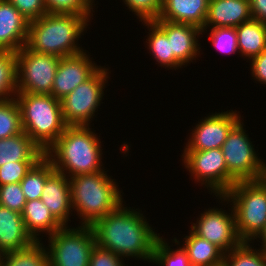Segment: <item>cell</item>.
<instances>
[{
  "mask_svg": "<svg viewBox=\"0 0 266 266\" xmlns=\"http://www.w3.org/2000/svg\"><path fill=\"white\" fill-rule=\"evenodd\" d=\"M50 266H89L92 249L96 245L91 226H64L48 236Z\"/></svg>",
  "mask_w": 266,
  "mask_h": 266,
  "instance_id": "52a82bcc",
  "label": "cell"
},
{
  "mask_svg": "<svg viewBox=\"0 0 266 266\" xmlns=\"http://www.w3.org/2000/svg\"><path fill=\"white\" fill-rule=\"evenodd\" d=\"M26 199L20 182L0 185V205L22 213Z\"/></svg>",
  "mask_w": 266,
  "mask_h": 266,
  "instance_id": "e575fe53",
  "label": "cell"
},
{
  "mask_svg": "<svg viewBox=\"0 0 266 266\" xmlns=\"http://www.w3.org/2000/svg\"><path fill=\"white\" fill-rule=\"evenodd\" d=\"M237 33L238 51L248 60L259 55L266 49V25L251 19L235 28Z\"/></svg>",
  "mask_w": 266,
  "mask_h": 266,
  "instance_id": "cb8c5ba5",
  "label": "cell"
},
{
  "mask_svg": "<svg viewBox=\"0 0 266 266\" xmlns=\"http://www.w3.org/2000/svg\"><path fill=\"white\" fill-rule=\"evenodd\" d=\"M29 21L48 13L44 0H8Z\"/></svg>",
  "mask_w": 266,
  "mask_h": 266,
  "instance_id": "8d00e7d4",
  "label": "cell"
},
{
  "mask_svg": "<svg viewBox=\"0 0 266 266\" xmlns=\"http://www.w3.org/2000/svg\"><path fill=\"white\" fill-rule=\"evenodd\" d=\"M41 200L63 226H68V222L71 221L70 213L73 211L70 183L66 175L54 171L46 179Z\"/></svg>",
  "mask_w": 266,
  "mask_h": 266,
  "instance_id": "e0dca14e",
  "label": "cell"
},
{
  "mask_svg": "<svg viewBox=\"0 0 266 266\" xmlns=\"http://www.w3.org/2000/svg\"><path fill=\"white\" fill-rule=\"evenodd\" d=\"M89 126H66L60 137L45 151L55 171L68 178L103 170L102 146Z\"/></svg>",
  "mask_w": 266,
  "mask_h": 266,
  "instance_id": "7a4b0ae2",
  "label": "cell"
},
{
  "mask_svg": "<svg viewBox=\"0 0 266 266\" xmlns=\"http://www.w3.org/2000/svg\"><path fill=\"white\" fill-rule=\"evenodd\" d=\"M253 19L266 25V0H249Z\"/></svg>",
  "mask_w": 266,
  "mask_h": 266,
  "instance_id": "ab89813d",
  "label": "cell"
},
{
  "mask_svg": "<svg viewBox=\"0 0 266 266\" xmlns=\"http://www.w3.org/2000/svg\"><path fill=\"white\" fill-rule=\"evenodd\" d=\"M17 94L16 52L0 51V101L15 98Z\"/></svg>",
  "mask_w": 266,
  "mask_h": 266,
  "instance_id": "83f0119b",
  "label": "cell"
},
{
  "mask_svg": "<svg viewBox=\"0 0 266 266\" xmlns=\"http://www.w3.org/2000/svg\"><path fill=\"white\" fill-rule=\"evenodd\" d=\"M251 19L249 0H210L202 33L207 31L208 27L236 28Z\"/></svg>",
  "mask_w": 266,
  "mask_h": 266,
  "instance_id": "ac0fdd59",
  "label": "cell"
},
{
  "mask_svg": "<svg viewBox=\"0 0 266 266\" xmlns=\"http://www.w3.org/2000/svg\"><path fill=\"white\" fill-rule=\"evenodd\" d=\"M44 2L48 13H75L93 17L94 0H44Z\"/></svg>",
  "mask_w": 266,
  "mask_h": 266,
  "instance_id": "1f68e13d",
  "label": "cell"
},
{
  "mask_svg": "<svg viewBox=\"0 0 266 266\" xmlns=\"http://www.w3.org/2000/svg\"><path fill=\"white\" fill-rule=\"evenodd\" d=\"M184 240L182 248L187 252L192 266H219L223 263L224 252L215 244L196 235L191 229Z\"/></svg>",
  "mask_w": 266,
  "mask_h": 266,
  "instance_id": "603a6c76",
  "label": "cell"
},
{
  "mask_svg": "<svg viewBox=\"0 0 266 266\" xmlns=\"http://www.w3.org/2000/svg\"><path fill=\"white\" fill-rule=\"evenodd\" d=\"M126 7L139 18V21H153L158 19L162 0H122Z\"/></svg>",
  "mask_w": 266,
  "mask_h": 266,
  "instance_id": "836d02e7",
  "label": "cell"
},
{
  "mask_svg": "<svg viewBox=\"0 0 266 266\" xmlns=\"http://www.w3.org/2000/svg\"><path fill=\"white\" fill-rule=\"evenodd\" d=\"M221 202L232 205L236 229L243 242H252L266 223V177L260 180L237 181L224 195H216ZM229 202V203H228Z\"/></svg>",
  "mask_w": 266,
  "mask_h": 266,
  "instance_id": "8992f818",
  "label": "cell"
},
{
  "mask_svg": "<svg viewBox=\"0 0 266 266\" xmlns=\"http://www.w3.org/2000/svg\"><path fill=\"white\" fill-rule=\"evenodd\" d=\"M166 242L164 237H159L154 246L152 261L158 266H192L189 261L187 252L181 247L176 249ZM179 247V248H178Z\"/></svg>",
  "mask_w": 266,
  "mask_h": 266,
  "instance_id": "4dcf8cb0",
  "label": "cell"
},
{
  "mask_svg": "<svg viewBox=\"0 0 266 266\" xmlns=\"http://www.w3.org/2000/svg\"><path fill=\"white\" fill-rule=\"evenodd\" d=\"M22 132L20 107L16 99L0 101V139Z\"/></svg>",
  "mask_w": 266,
  "mask_h": 266,
  "instance_id": "f546056e",
  "label": "cell"
},
{
  "mask_svg": "<svg viewBox=\"0 0 266 266\" xmlns=\"http://www.w3.org/2000/svg\"><path fill=\"white\" fill-rule=\"evenodd\" d=\"M21 215L27 231L36 241L41 240L38 237L41 232L50 236L64 227L41 199L26 201Z\"/></svg>",
  "mask_w": 266,
  "mask_h": 266,
  "instance_id": "44dd1931",
  "label": "cell"
},
{
  "mask_svg": "<svg viewBox=\"0 0 266 266\" xmlns=\"http://www.w3.org/2000/svg\"><path fill=\"white\" fill-rule=\"evenodd\" d=\"M236 110L215 112L204 117L192 129L184 150H210L221 148L230 131L241 121Z\"/></svg>",
  "mask_w": 266,
  "mask_h": 266,
  "instance_id": "4fadbf2b",
  "label": "cell"
},
{
  "mask_svg": "<svg viewBox=\"0 0 266 266\" xmlns=\"http://www.w3.org/2000/svg\"><path fill=\"white\" fill-rule=\"evenodd\" d=\"M89 20L91 16L75 13H47L29 22L26 46L60 58L83 52L77 41L84 35Z\"/></svg>",
  "mask_w": 266,
  "mask_h": 266,
  "instance_id": "3957f363",
  "label": "cell"
},
{
  "mask_svg": "<svg viewBox=\"0 0 266 266\" xmlns=\"http://www.w3.org/2000/svg\"><path fill=\"white\" fill-rule=\"evenodd\" d=\"M210 0H162L158 17L173 23L191 24L203 28Z\"/></svg>",
  "mask_w": 266,
  "mask_h": 266,
  "instance_id": "ffe728a7",
  "label": "cell"
},
{
  "mask_svg": "<svg viewBox=\"0 0 266 266\" xmlns=\"http://www.w3.org/2000/svg\"><path fill=\"white\" fill-rule=\"evenodd\" d=\"M54 171L53 164L46 156L32 166L20 182L26 201L41 199L46 179Z\"/></svg>",
  "mask_w": 266,
  "mask_h": 266,
  "instance_id": "4316f807",
  "label": "cell"
},
{
  "mask_svg": "<svg viewBox=\"0 0 266 266\" xmlns=\"http://www.w3.org/2000/svg\"><path fill=\"white\" fill-rule=\"evenodd\" d=\"M209 40L223 54H236L238 51L237 33L234 27L210 28Z\"/></svg>",
  "mask_w": 266,
  "mask_h": 266,
  "instance_id": "d6a6232c",
  "label": "cell"
},
{
  "mask_svg": "<svg viewBox=\"0 0 266 266\" xmlns=\"http://www.w3.org/2000/svg\"><path fill=\"white\" fill-rule=\"evenodd\" d=\"M35 241L27 231L21 213L0 205V255L21 250Z\"/></svg>",
  "mask_w": 266,
  "mask_h": 266,
  "instance_id": "d6986e66",
  "label": "cell"
},
{
  "mask_svg": "<svg viewBox=\"0 0 266 266\" xmlns=\"http://www.w3.org/2000/svg\"><path fill=\"white\" fill-rule=\"evenodd\" d=\"M85 51L60 58L51 92L57 100L66 97L101 67Z\"/></svg>",
  "mask_w": 266,
  "mask_h": 266,
  "instance_id": "5bb4252c",
  "label": "cell"
},
{
  "mask_svg": "<svg viewBox=\"0 0 266 266\" xmlns=\"http://www.w3.org/2000/svg\"><path fill=\"white\" fill-rule=\"evenodd\" d=\"M249 61L251 63L252 79L266 85V49Z\"/></svg>",
  "mask_w": 266,
  "mask_h": 266,
  "instance_id": "f35d334b",
  "label": "cell"
},
{
  "mask_svg": "<svg viewBox=\"0 0 266 266\" xmlns=\"http://www.w3.org/2000/svg\"><path fill=\"white\" fill-rule=\"evenodd\" d=\"M107 67H100L88 80L78 85L60 100L62 116L67 126H91L90 121L101 106L108 76Z\"/></svg>",
  "mask_w": 266,
  "mask_h": 266,
  "instance_id": "ba28073f",
  "label": "cell"
},
{
  "mask_svg": "<svg viewBox=\"0 0 266 266\" xmlns=\"http://www.w3.org/2000/svg\"><path fill=\"white\" fill-rule=\"evenodd\" d=\"M241 120L229 133L221 147L227 171L237 181L260 180L266 177L265 160L258 158L254 145Z\"/></svg>",
  "mask_w": 266,
  "mask_h": 266,
  "instance_id": "9c48e42d",
  "label": "cell"
},
{
  "mask_svg": "<svg viewBox=\"0 0 266 266\" xmlns=\"http://www.w3.org/2000/svg\"><path fill=\"white\" fill-rule=\"evenodd\" d=\"M123 203L91 225L96 245L125 259L151 262L160 233L155 232L142 211L124 207Z\"/></svg>",
  "mask_w": 266,
  "mask_h": 266,
  "instance_id": "6da1fadb",
  "label": "cell"
},
{
  "mask_svg": "<svg viewBox=\"0 0 266 266\" xmlns=\"http://www.w3.org/2000/svg\"><path fill=\"white\" fill-rule=\"evenodd\" d=\"M22 129L44 152L66 128L61 102L51 94L17 92Z\"/></svg>",
  "mask_w": 266,
  "mask_h": 266,
  "instance_id": "5b68a950",
  "label": "cell"
},
{
  "mask_svg": "<svg viewBox=\"0 0 266 266\" xmlns=\"http://www.w3.org/2000/svg\"><path fill=\"white\" fill-rule=\"evenodd\" d=\"M185 169L196 182L204 185L213 195H224L237 180L227 171L221 148L210 150H184Z\"/></svg>",
  "mask_w": 266,
  "mask_h": 266,
  "instance_id": "30bf717a",
  "label": "cell"
},
{
  "mask_svg": "<svg viewBox=\"0 0 266 266\" xmlns=\"http://www.w3.org/2000/svg\"><path fill=\"white\" fill-rule=\"evenodd\" d=\"M153 22L167 35L171 52L184 65L196 60L200 55L199 35L202 29L191 24L173 23L155 19Z\"/></svg>",
  "mask_w": 266,
  "mask_h": 266,
  "instance_id": "9a60e30c",
  "label": "cell"
},
{
  "mask_svg": "<svg viewBox=\"0 0 266 266\" xmlns=\"http://www.w3.org/2000/svg\"><path fill=\"white\" fill-rule=\"evenodd\" d=\"M29 21L8 0H0V51L18 52L27 43Z\"/></svg>",
  "mask_w": 266,
  "mask_h": 266,
  "instance_id": "2e32d148",
  "label": "cell"
},
{
  "mask_svg": "<svg viewBox=\"0 0 266 266\" xmlns=\"http://www.w3.org/2000/svg\"><path fill=\"white\" fill-rule=\"evenodd\" d=\"M17 92L51 94L60 57L37 53L26 45L16 52Z\"/></svg>",
  "mask_w": 266,
  "mask_h": 266,
  "instance_id": "8fae6325",
  "label": "cell"
},
{
  "mask_svg": "<svg viewBox=\"0 0 266 266\" xmlns=\"http://www.w3.org/2000/svg\"><path fill=\"white\" fill-rule=\"evenodd\" d=\"M257 238L261 240L259 241L262 244L260 249L266 253V223L263 230L259 233V235L255 239L258 240Z\"/></svg>",
  "mask_w": 266,
  "mask_h": 266,
  "instance_id": "60d3db41",
  "label": "cell"
},
{
  "mask_svg": "<svg viewBox=\"0 0 266 266\" xmlns=\"http://www.w3.org/2000/svg\"><path fill=\"white\" fill-rule=\"evenodd\" d=\"M45 156L42 150L24 131L0 139V167L8 162L39 161Z\"/></svg>",
  "mask_w": 266,
  "mask_h": 266,
  "instance_id": "7402d4cb",
  "label": "cell"
},
{
  "mask_svg": "<svg viewBox=\"0 0 266 266\" xmlns=\"http://www.w3.org/2000/svg\"><path fill=\"white\" fill-rule=\"evenodd\" d=\"M122 259L116 253L95 245L90 255L89 266H125Z\"/></svg>",
  "mask_w": 266,
  "mask_h": 266,
  "instance_id": "74e56055",
  "label": "cell"
},
{
  "mask_svg": "<svg viewBox=\"0 0 266 266\" xmlns=\"http://www.w3.org/2000/svg\"><path fill=\"white\" fill-rule=\"evenodd\" d=\"M251 242H242L230 252L224 253L223 266H266V253L254 249ZM253 247V248H252Z\"/></svg>",
  "mask_w": 266,
  "mask_h": 266,
  "instance_id": "f1b7e54d",
  "label": "cell"
},
{
  "mask_svg": "<svg viewBox=\"0 0 266 266\" xmlns=\"http://www.w3.org/2000/svg\"><path fill=\"white\" fill-rule=\"evenodd\" d=\"M38 161L8 162L0 167V185L18 183Z\"/></svg>",
  "mask_w": 266,
  "mask_h": 266,
  "instance_id": "d590c367",
  "label": "cell"
},
{
  "mask_svg": "<svg viewBox=\"0 0 266 266\" xmlns=\"http://www.w3.org/2000/svg\"><path fill=\"white\" fill-rule=\"evenodd\" d=\"M0 266H50L49 256L41 240L21 250L0 255Z\"/></svg>",
  "mask_w": 266,
  "mask_h": 266,
  "instance_id": "484cf974",
  "label": "cell"
},
{
  "mask_svg": "<svg viewBox=\"0 0 266 266\" xmlns=\"http://www.w3.org/2000/svg\"><path fill=\"white\" fill-rule=\"evenodd\" d=\"M145 26H147L149 32L146 41L150 54L152 52L153 57L156 62L160 64L161 67H166L169 69L174 68L178 70L184 65L174 56L171 52L170 41L167 35L153 22V21H143Z\"/></svg>",
  "mask_w": 266,
  "mask_h": 266,
  "instance_id": "d4e9b609",
  "label": "cell"
},
{
  "mask_svg": "<svg viewBox=\"0 0 266 266\" xmlns=\"http://www.w3.org/2000/svg\"><path fill=\"white\" fill-rule=\"evenodd\" d=\"M222 208L213 207L206 209L196 223L190 229L198 236L215 244L224 253L238 247L243 241L240 239L236 229V217L233 206L230 213Z\"/></svg>",
  "mask_w": 266,
  "mask_h": 266,
  "instance_id": "7c38bea8",
  "label": "cell"
},
{
  "mask_svg": "<svg viewBox=\"0 0 266 266\" xmlns=\"http://www.w3.org/2000/svg\"><path fill=\"white\" fill-rule=\"evenodd\" d=\"M104 169L69 178L72 211L77 212L81 225L91 226L96 220L114 211L122 202V192Z\"/></svg>",
  "mask_w": 266,
  "mask_h": 266,
  "instance_id": "277c9868",
  "label": "cell"
}]
</instances>
